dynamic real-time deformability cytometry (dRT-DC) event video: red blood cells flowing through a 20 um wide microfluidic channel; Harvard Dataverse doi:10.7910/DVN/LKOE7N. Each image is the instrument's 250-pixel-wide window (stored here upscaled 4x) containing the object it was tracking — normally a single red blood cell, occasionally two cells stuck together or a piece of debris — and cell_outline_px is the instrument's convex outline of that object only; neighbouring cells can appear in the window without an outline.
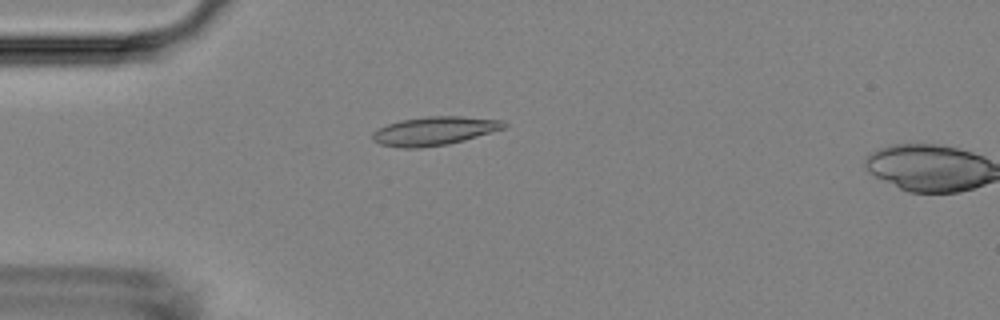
{"species": "Egyptian fruit bat (a non-hibernating species)", "species_latin": "Rousettus aegyptiacus", "temperature_condition": "room temperature", "stored_images_in_passage": 17, "camera_frame_rate_fps": 3000, "um_per_image_px": 0.085, "animal": {"sex": "female"}, "frame": {"image": 1, "passage_image": 15, "time_ms": 4.667, "image_size_px": [1000, 320], "cell_outline_px": [[508, 124], [504, 128], [464, 140], [448, 144], [420, 148], [400, 148], [380, 144], [372, 140], [372, 132], [388, 124], [400, 120], [424, 116], [460, 116], [504, 120]], "centroid_in_image_um": [36.9, 11.13], "position_along_channel_um": 48.1, "area_um2": 21.96}}